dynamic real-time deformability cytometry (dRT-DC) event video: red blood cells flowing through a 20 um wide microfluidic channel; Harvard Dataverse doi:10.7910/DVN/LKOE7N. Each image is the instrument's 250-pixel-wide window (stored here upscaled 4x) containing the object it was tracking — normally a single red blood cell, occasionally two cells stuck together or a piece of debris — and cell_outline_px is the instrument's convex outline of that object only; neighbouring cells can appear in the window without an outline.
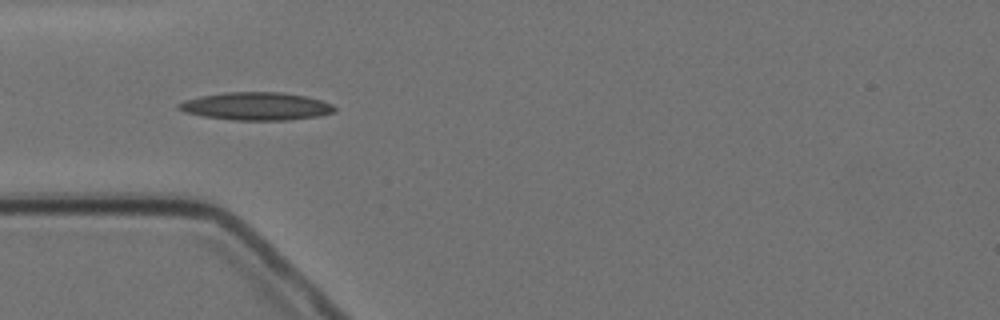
{"species": "Egyptian fruit bat (a non-hibernating species)", "species_latin": "Rousettus aegyptiacus", "temperature_condition": "cold", "stored_images_in_passage": 3, "camera_frame_rate_fps": 3000, "um_per_image_px": 0.085, "animal": {"sex": "female"}, "frame": {"image": 1, "passage_image": 1, "time_ms": 0.0, "image_size_px": [1000, 320], "cell_outline_px": [[336, 112], [320, 116], [288, 120], [232, 120], [204, 116], [184, 112], [176, 108], [176, 104], [184, 100], [200, 96], [224, 92], [284, 92], [308, 96], [332, 104], [336, 108]], "centroid_in_image_um": [21.79, 9.03], "position_along_channel_um": 63.2, "area_um2": 25.61}}
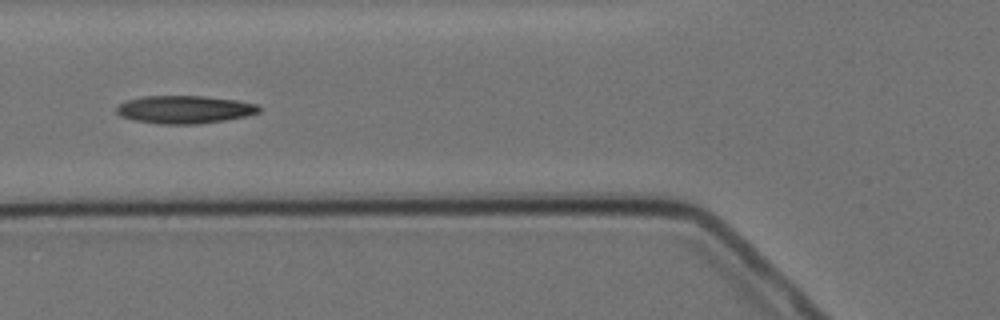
{"frame": {"image": 2, "passage_image": 2, "time_ms": 1.333, "image_size_px": [1000, 320], "cell_outline_px": [[260, 112], [248, 116], [224, 120], [196, 124], [160, 124], [136, 120], [120, 116], [116, 112], [116, 108], [120, 104], [128, 100], [144, 96], [204, 96], [236, 100], [260, 104]], "centroid_in_image_um": [15.73, 9.3], "position_along_channel_um": 110.1, "area_um2": 23.12}}
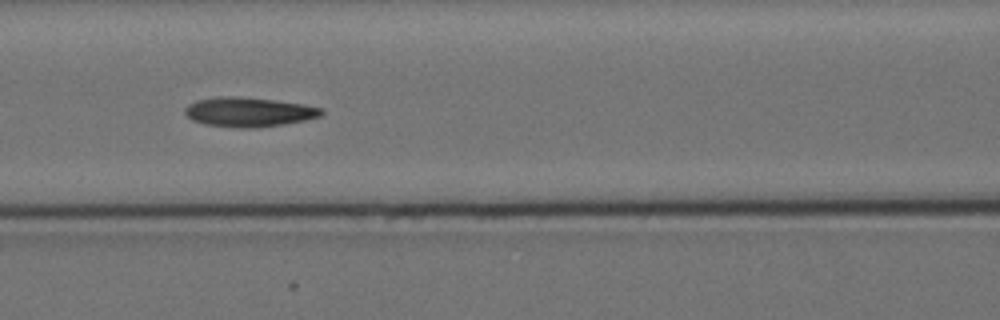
{"frame": {"image": 3, "passage_image": 3, "time_ms": 2.333, "image_size_px": [1000, 320], "cell_outline_px": [[324, 112], [320, 116], [304, 120], [284, 124], [256, 128], [240, 128], [204, 124], [192, 120], [184, 112], [184, 108], [188, 104], [196, 100], [224, 96], [240, 96], [304, 104], [320, 108]], "centroid_in_image_um": [21.11, 9.52], "position_along_channel_um": 145.5, "area_um2": 23.35}}